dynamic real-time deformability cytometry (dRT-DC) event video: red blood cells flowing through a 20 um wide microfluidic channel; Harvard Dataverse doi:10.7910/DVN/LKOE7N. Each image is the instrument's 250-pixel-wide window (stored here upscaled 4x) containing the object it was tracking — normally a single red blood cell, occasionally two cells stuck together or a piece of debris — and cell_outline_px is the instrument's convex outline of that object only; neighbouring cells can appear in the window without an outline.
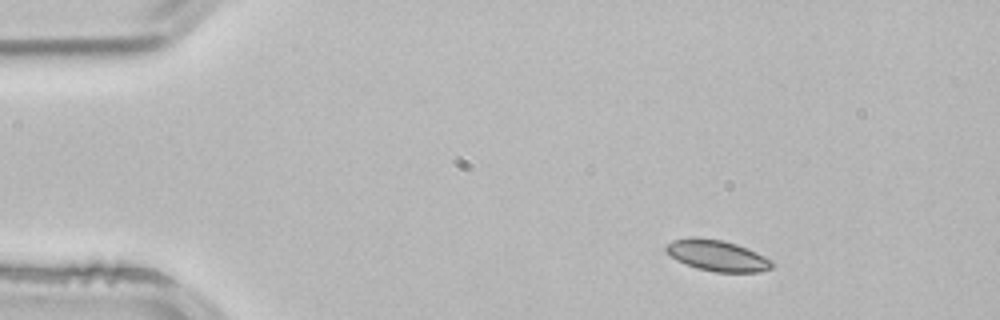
{"species": "common noctule bat (a hibernating species)", "species_latin": "Nyctalus noctula", "temperature_condition": "room temperature", "stored_images_in_passage": 3, "camera_frame_rate_fps": 3000, "um_per_image_px": 0.085, "animal": {"sex": "male", "body_mass_g": 21.5, "forearm_length_mm": 52.0}, "frame": {"image": 1, "passage_image": 1, "time_ms": 0.0, "image_size_px": [1000, 320], "cell_outline_px": [[772, 268], [760, 272], [716, 272], [696, 268], [676, 260], [664, 248], [664, 244], [672, 240], [688, 236], [696, 236], [724, 240], [748, 248], [772, 260]], "centroid_in_image_um": [60.92, 21.7], "position_along_channel_um": 24.1, "area_um2": 19.42}}
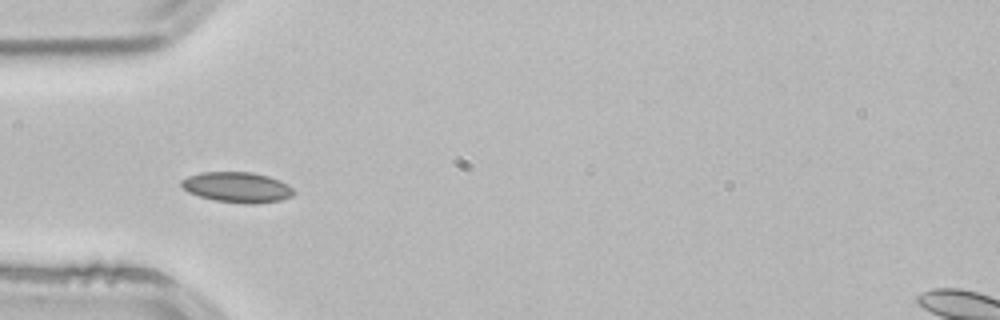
{"frame": {"image": 2, "passage_image": 2, "time_ms": 0.333, "image_size_px": [1000, 320], "cell_outline_px": [[296, 192], [292, 196], [280, 200], [252, 204], [244, 204], [216, 200], [200, 196], [188, 192], [180, 184], [180, 180], [188, 176], [200, 172], [252, 172], [268, 176], [280, 180], [288, 184]], "centroid_in_image_um": [20.17, 15.91], "position_along_channel_um": 64.8, "area_um2": 19.94}}